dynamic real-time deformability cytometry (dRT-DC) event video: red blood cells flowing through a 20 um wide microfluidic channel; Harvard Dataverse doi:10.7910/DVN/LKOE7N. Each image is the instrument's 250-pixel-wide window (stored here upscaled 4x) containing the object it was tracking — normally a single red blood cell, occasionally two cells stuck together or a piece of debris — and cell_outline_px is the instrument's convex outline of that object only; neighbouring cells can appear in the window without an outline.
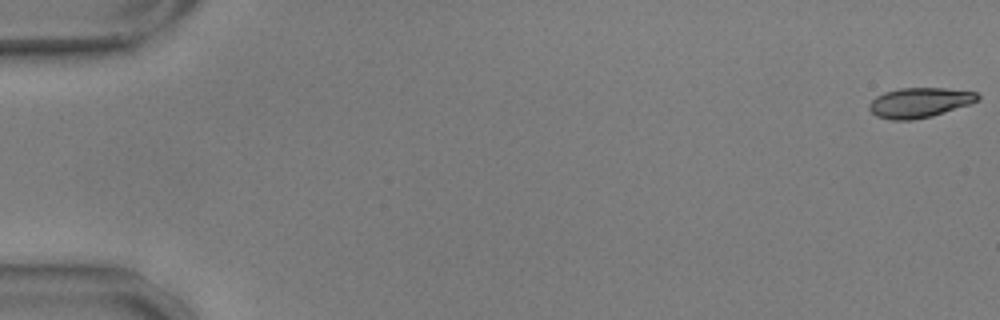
{"species": "common noctule bat (a hibernating species)", "species_latin": "Nyctalus noctula", "temperature_condition": "warm", "stored_images_in_passage": 11, "camera_frame_rate_fps": 3000, "um_per_image_px": 0.085, "animal": {"sex": "male", "body_mass_g": 17.9, "forearm_length_mm": 54.2}, "frame": {"image": 1, "passage_image": 1, "time_ms": 0.0, "image_size_px": [1000, 320], "cell_outline_px": [[980, 100], [932, 116], [912, 120], [892, 120], [876, 116], [868, 108], [868, 104], [876, 96], [884, 92], [900, 88], [944, 88], [976, 92], [980, 96]], "centroid_in_image_um": [78.13, 8.72], "position_along_channel_um": 6.9, "area_um2": 18.84}}